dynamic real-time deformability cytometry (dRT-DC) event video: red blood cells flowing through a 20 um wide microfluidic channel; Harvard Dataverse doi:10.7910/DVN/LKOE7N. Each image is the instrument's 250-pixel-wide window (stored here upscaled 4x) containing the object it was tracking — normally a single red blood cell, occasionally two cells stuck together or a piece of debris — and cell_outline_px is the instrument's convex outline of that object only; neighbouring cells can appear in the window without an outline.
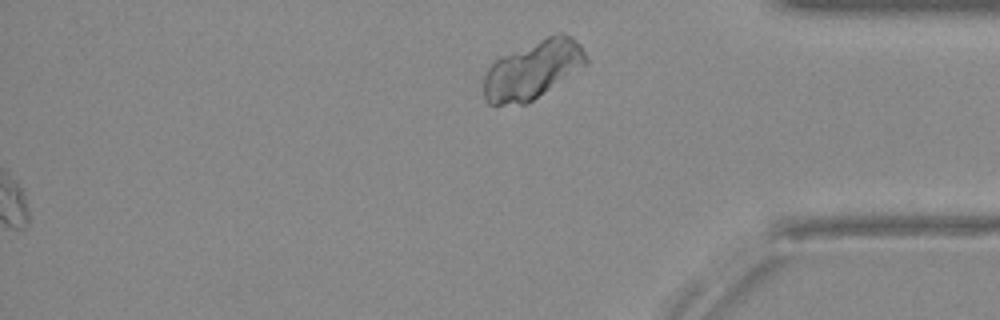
{"species": "Egyptian fruit bat (a non-hibernating species)", "species_latin": "Rousettus aegyptiacus", "temperature_condition": "warm", "stored_images_in_passage": 47, "camera_frame_rate_fps": 3000, "um_per_image_px": 0.085, "animal": {"sex": "female"}, "frame": {"image": 1, "passage_image": 47, "time_ms": 15.333, "image_size_px": [1000, 320], "cell_outline_px": [[588, 64], [532, 100], [524, 104], [488, 104], [484, 96], [484, 76], [488, 68], [500, 56], [556, 32], [560, 32], [572, 36], [580, 44], [588, 60]], "centroid_in_image_um": [45.31, 5.9], "position_along_channel_um": 389.9, "area_um2": 34.56}}